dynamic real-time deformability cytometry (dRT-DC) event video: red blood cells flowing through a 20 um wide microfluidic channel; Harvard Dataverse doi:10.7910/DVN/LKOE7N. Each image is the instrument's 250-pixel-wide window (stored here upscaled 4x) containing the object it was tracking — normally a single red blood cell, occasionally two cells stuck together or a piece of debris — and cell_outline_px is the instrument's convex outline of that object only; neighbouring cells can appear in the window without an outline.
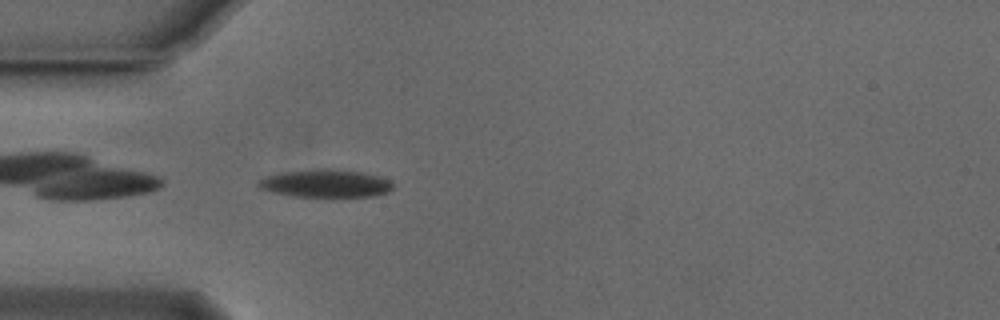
{"species": "Egyptian fruit bat (a non-hibernating species)", "species_latin": "Rousettus aegyptiacus", "temperature_condition": "cold", "stored_images_in_passage": 39, "camera_frame_rate_fps": 3000, "um_per_image_px": 0.085, "animal": {"sex": "male"}, "frame": {"image": 1, "passage_image": 1, "time_ms": 0.0, "image_size_px": [1000, 320], "cell_outline_px": [[392, 188], [388, 192], [372, 196], [332, 200], [292, 196], [272, 192], [260, 188], [256, 184], [260, 180], [268, 176], [280, 172], [324, 168], [328, 168], [360, 172], [376, 176], [388, 180], [392, 184]], "centroid_in_image_um": [27.67, 15.65], "position_along_channel_um": 57.3, "area_um2": 22.6}}
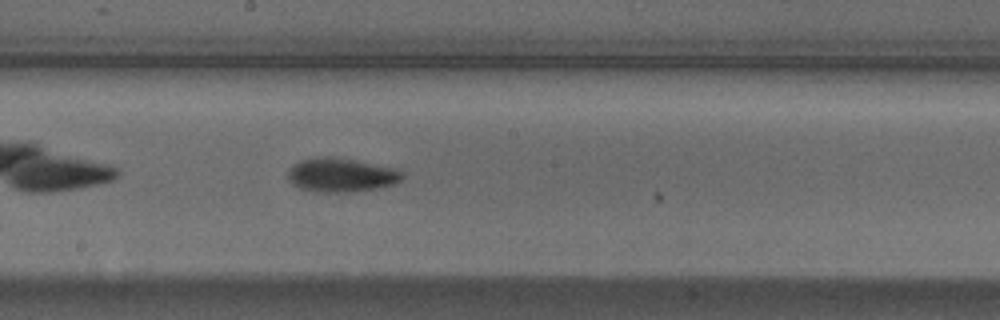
{"frame": {"image": 2, "passage_image": 14, "time_ms": 4.333, "image_size_px": [1000, 320], "cell_outline_px": [[404, 176], [400, 180], [392, 184], [376, 188], [348, 192], [324, 192], [300, 188], [292, 184], [288, 176], [288, 172], [300, 160], [316, 156], [332, 156], [392, 168], [400, 172]], "centroid_in_image_um": [28.95, 14.87], "position_along_channel_um": 219.2, "area_um2": 22.02}}
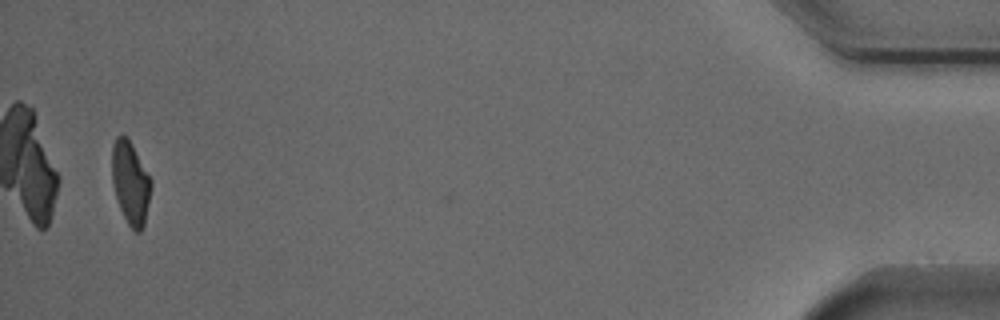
{"frame": {"image": 3, "passage_image": 37, "time_ms": 12.0, "image_size_px": [1000, 320], "cell_outline_px": [[152, 184], [144, 224], [140, 232], [136, 232], [128, 224], [120, 208], [112, 184], [112, 144], [116, 136], [128, 136], [152, 180]], "centroid_in_image_um": [11.09, 15.5], "position_along_channel_um": 424.1, "area_um2": 18.84}, "authors_computed_cell_mechanics": {"area_um2": 20.2878, "velocity_mm_per_s": 3.8415, "shape_relaxation_time_tau1_ms": 2.8302, "shape_relaxation_time_tau2_ms": 6.212, "deformation_change_tau1": 0.1491, "deformation_change_tau2": 0.1317}}